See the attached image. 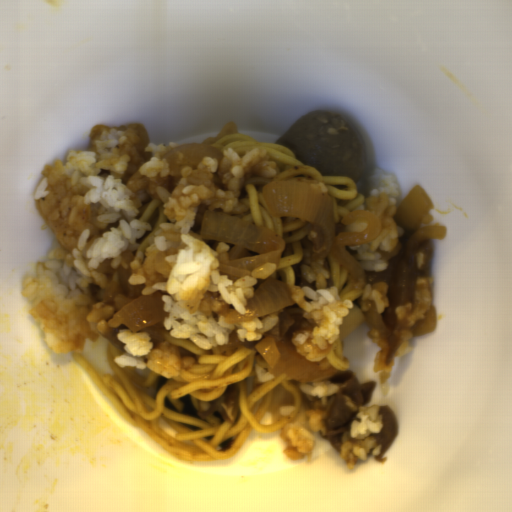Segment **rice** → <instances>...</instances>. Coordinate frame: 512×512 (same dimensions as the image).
I'll return each mask as SVG.
<instances>
[{"instance_id":"652b925c","label":"rice","mask_w":512,"mask_h":512,"mask_svg":"<svg viewBox=\"0 0 512 512\" xmlns=\"http://www.w3.org/2000/svg\"><path fill=\"white\" fill-rule=\"evenodd\" d=\"M89 141L87 150H71L65 160L44 166L34 197L56 241L24 280L22 295L51 351L81 352L86 342L124 324L119 310L103 301L109 280L96 269L109 258L119 269L123 254L152 231L149 222L135 219L148 197L161 202L170 222H162L148 247L133 255L128 284H144L143 297L163 294L168 335L205 351L227 344L233 330L238 341L263 340L282 308L248 322L225 319L232 309L246 314L248 300L277 265L266 262L230 280L221 264L235 244L202 238L201 228L206 211L244 212L243 185L250 177H277L276 162L264 150L240 157L229 147L220 161L207 156L195 169L173 172L162 157L181 144L150 141L140 123L95 125Z\"/></svg>"},{"instance_id":"023b6e5f","label":"rice","mask_w":512,"mask_h":512,"mask_svg":"<svg viewBox=\"0 0 512 512\" xmlns=\"http://www.w3.org/2000/svg\"><path fill=\"white\" fill-rule=\"evenodd\" d=\"M312 252L310 248L303 250L300 269L306 281L316 282V289L306 286H291L288 289L292 292V304L299 306L303 316L313 321V327L311 331L299 332L290 339V343L298 347L311 340L310 345L324 349L336 343L344 316L348 315L354 304L349 299L341 298L336 287H327L330 275L324 268V260L311 261Z\"/></svg>"},{"instance_id":"8eca5e8b","label":"rice","mask_w":512,"mask_h":512,"mask_svg":"<svg viewBox=\"0 0 512 512\" xmlns=\"http://www.w3.org/2000/svg\"><path fill=\"white\" fill-rule=\"evenodd\" d=\"M367 181L369 193L364 204L359 205L354 211H368L377 216L381 230L378 237L373 238L363 245L345 246L348 253L362 267L363 271L382 272L387 269L389 263L382 260L379 248L394 250L399 238L406 230L395 221L397 212L396 200L398 198L399 185L396 184L395 175H385L383 169L372 168Z\"/></svg>"},{"instance_id":"acb35da6","label":"rice","mask_w":512,"mask_h":512,"mask_svg":"<svg viewBox=\"0 0 512 512\" xmlns=\"http://www.w3.org/2000/svg\"><path fill=\"white\" fill-rule=\"evenodd\" d=\"M115 338L124 343L122 348L125 351L113 360L124 369L128 366L141 370L148 368L169 379L180 376L183 369L196 363V358L183 356L177 346H169L165 340L159 347H153L154 343L147 331L132 333L130 329H119Z\"/></svg>"},{"instance_id":"b023fe2a","label":"rice","mask_w":512,"mask_h":512,"mask_svg":"<svg viewBox=\"0 0 512 512\" xmlns=\"http://www.w3.org/2000/svg\"><path fill=\"white\" fill-rule=\"evenodd\" d=\"M344 398L345 404L355 412V417L350 422V431L345 432L341 439L339 454L347 470H351L359 460L366 461L368 455L379 456L383 446L370 434L380 433L385 424L383 414H379L380 406L355 405L351 397Z\"/></svg>"},{"instance_id":"e3fd555f","label":"rice","mask_w":512,"mask_h":512,"mask_svg":"<svg viewBox=\"0 0 512 512\" xmlns=\"http://www.w3.org/2000/svg\"><path fill=\"white\" fill-rule=\"evenodd\" d=\"M326 411L320 408H307L303 403L299 412L280 430V437L285 443L284 454L295 461L304 460L307 456L311 462V453L316 443L315 434H326Z\"/></svg>"},{"instance_id":"a3056103","label":"rice","mask_w":512,"mask_h":512,"mask_svg":"<svg viewBox=\"0 0 512 512\" xmlns=\"http://www.w3.org/2000/svg\"><path fill=\"white\" fill-rule=\"evenodd\" d=\"M355 287L358 290H362L361 299L373 300L378 314H381L389 305L387 298V292L389 286L386 282L377 281L373 284L366 283V281L359 280L355 282Z\"/></svg>"},{"instance_id":"f2f60c81","label":"rice","mask_w":512,"mask_h":512,"mask_svg":"<svg viewBox=\"0 0 512 512\" xmlns=\"http://www.w3.org/2000/svg\"><path fill=\"white\" fill-rule=\"evenodd\" d=\"M298 389L305 395L307 400L313 401L319 398L322 407L326 406L327 397L339 391V387L330 382L329 379L318 382H300Z\"/></svg>"},{"instance_id":"0b520998","label":"rice","mask_w":512,"mask_h":512,"mask_svg":"<svg viewBox=\"0 0 512 512\" xmlns=\"http://www.w3.org/2000/svg\"><path fill=\"white\" fill-rule=\"evenodd\" d=\"M272 379H274V377L271 371H266L260 365H255V373L254 377L252 378L253 383H255L256 385L262 384L265 382H269Z\"/></svg>"},{"instance_id":"e7b20468","label":"rice","mask_w":512,"mask_h":512,"mask_svg":"<svg viewBox=\"0 0 512 512\" xmlns=\"http://www.w3.org/2000/svg\"><path fill=\"white\" fill-rule=\"evenodd\" d=\"M367 222L364 221H356L349 224H346L344 230L345 233H362L366 231Z\"/></svg>"},{"instance_id":"d2b440a0","label":"rice","mask_w":512,"mask_h":512,"mask_svg":"<svg viewBox=\"0 0 512 512\" xmlns=\"http://www.w3.org/2000/svg\"><path fill=\"white\" fill-rule=\"evenodd\" d=\"M295 410L294 405H281V407L278 410L279 415H282L284 417H288L291 415Z\"/></svg>"}]
</instances>
